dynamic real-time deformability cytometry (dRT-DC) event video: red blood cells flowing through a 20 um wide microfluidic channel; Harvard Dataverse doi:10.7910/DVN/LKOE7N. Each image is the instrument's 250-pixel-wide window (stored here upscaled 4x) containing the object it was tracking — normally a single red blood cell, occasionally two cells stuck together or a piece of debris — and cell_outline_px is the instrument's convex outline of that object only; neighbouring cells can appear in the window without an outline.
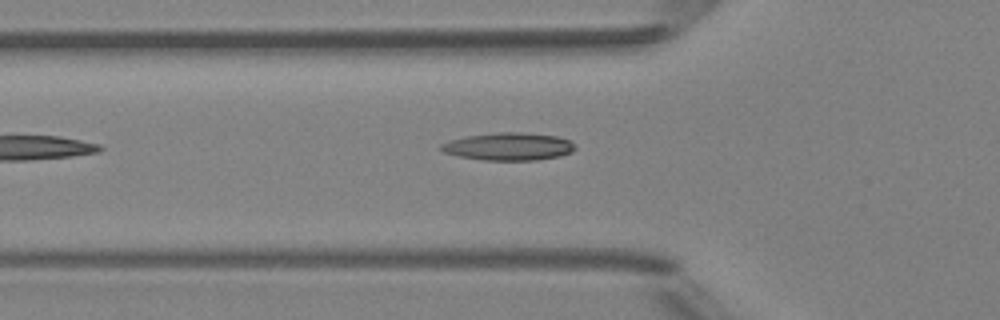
{"species": "Egyptian fruit bat (a non-hibernating species)", "species_latin": "Rousettus aegyptiacus", "temperature_condition": "room temperature", "stored_images_in_passage": 10, "camera_frame_rate_fps": 3000, "um_per_image_px": 0.085, "animal": {"sex": "female"}, "frame": {"image": 1, "passage_image": 2, "time_ms": 0.333, "image_size_px": [1000, 320], "cell_outline_px": [[576, 148], [572, 152], [560, 156], [536, 160], [484, 160], [460, 156], [444, 152], [440, 148], [440, 144], [448, 140], [468, 136], [500, 132], [520, 132], [556, 136], [568, 140], [576, 144]], "centroid_in_image_um": [43.25, 12.45], "position_along_channel_um": 82.5, "area_um2": 21.5}}
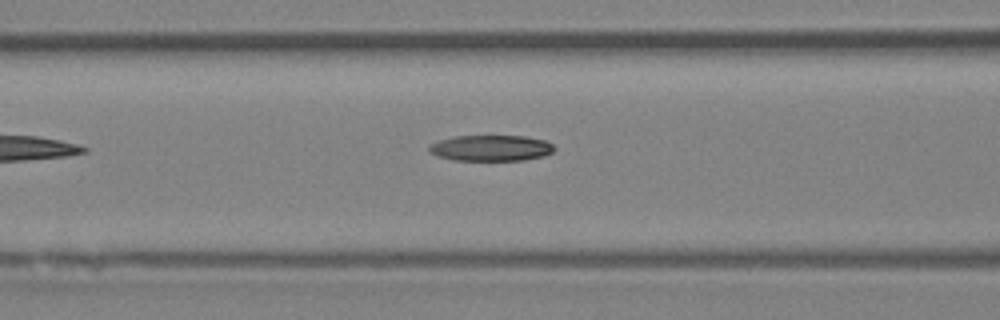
{"frame": {"image": 2, "passage_image": 5, "time_ms": 1.333, "image_size_px": [1000, 320], "cell_outline_px": [[556, 148], [552, 152], [544, 156], [524, 160], [452, 160], [436, 156], [428, 152], [428, 144], [436, 140], [452, 136], [524, 136], [544, 140], [552, 144]], "centroid_in_image_um": [41.66, 12.58], "position_along_channel_um": 124.9, "area_um2": 19.19}}
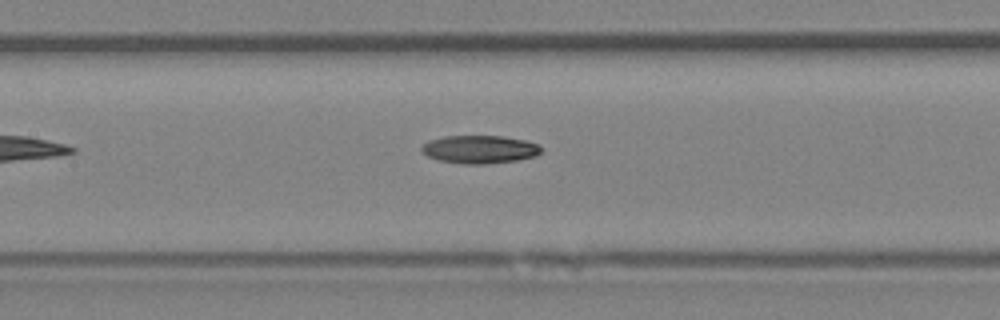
{"frame": {"image": 3, "passage_image": 8, "time_ms": 2.333, "image_size_px": [1000, 320], "cell_outline_px": [[540, 152], [536, 156], [516, 160], [484, 164], [464, 164], [440, 160], [428, 156], [420, 148], [428, 140], [444, 136], [504, 136], [524, 140], [536, 144], [540, 148]], "centroid_in_image_um": [40.75, 12.69], "position_along_channel_um": 166.7, "area_um2": 19.31}}